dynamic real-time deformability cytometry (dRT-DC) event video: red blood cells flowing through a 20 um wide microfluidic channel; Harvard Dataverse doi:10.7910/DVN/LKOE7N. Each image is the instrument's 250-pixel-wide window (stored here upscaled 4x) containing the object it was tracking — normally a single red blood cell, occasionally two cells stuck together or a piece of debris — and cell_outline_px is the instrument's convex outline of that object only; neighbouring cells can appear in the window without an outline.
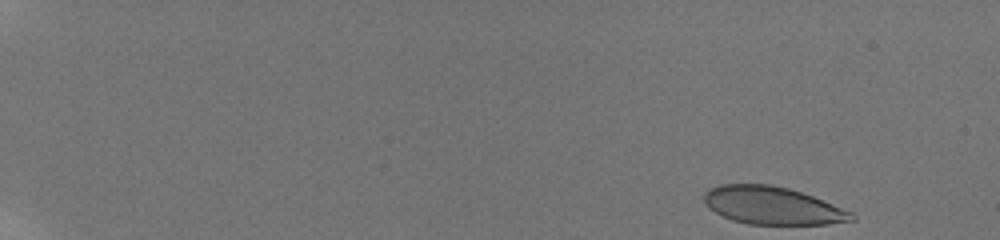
{"species": "human", "species_latin": "Homo sapiens", "temperature_condition": "room temperature", "stored_images_in_passage": 53, "camera_frame_rate_fps": 3000, "um_per_image_px": 0.085, "donor": {"sex": "male"}, "frame": {"image": 1, "passage_image": 1, "time_ms": 0.0, "image_size_px": [1000, 240], "cell_outline_px": [[856, 220], [828, 224], [748, 224], [732, 220], [716, 212], [704, 200], [704, 192], [708, 188], [720, 184], [772, 184], [788, 188], [812, 196], [852, 212], [856, 216]], "centroid_in_image_um": [65.67, 17.47], "position_along_channel_um": 19.3, "area_um2": 32.19}}
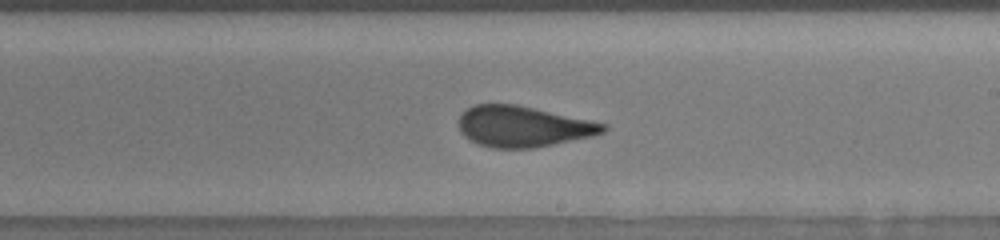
{"frame": {"image": 2, "passage_image": 33, "time_ms": 10.667, "image_size_px": [1000, 240], "cell_outline_px": [[608, 128], [604, 132], [592, 136], [532, 148], [492, 148], [476, 144], [468, 140], [460, 132], [460, 116], [468, 108], [476, 104], [516, 104], [592, 120], [608, 124]], "centroid_in_image_um": [44.47, 10.75], "position_along_channel_um": 244.5, "area_um2": 34.39}}
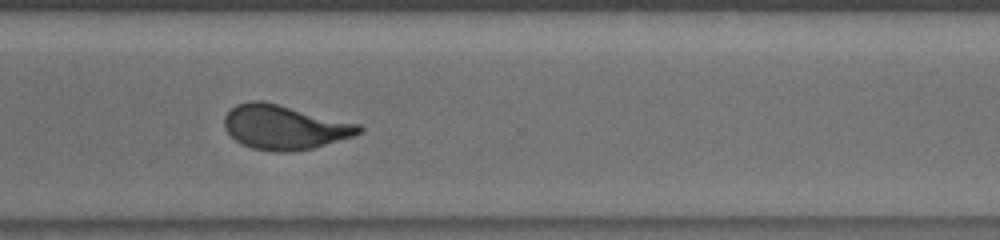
{"frame": {"image": 3, "passage_image": 41, "time_ms": 13.333, "image_size_px": [1000, 240], "cell_outline_px": [[364, 128], [356, 136], [312, 148], [288, 152], [276, 152], [252, 148], [240, 144], [224, 128], [224, 116], [236, 104], [248, 100], [264, 100], [360, 124]], "centroid_in_image_um": [24.18, 10.8], "position_along_channel_um": 346.4, "area_um2": 35.08}, "authors_computed_cell_mechanics": {"area_um2": 34.391, "velocity_mm_per_s": 3.8189, "shape_relaxation_time_tau1_ms": 9.3413, "shape_relaxation_time_tau2_ms": 0.649, "deformation_change_tau1": 0.2313, "deformation_change_tau2": 0.0756}}